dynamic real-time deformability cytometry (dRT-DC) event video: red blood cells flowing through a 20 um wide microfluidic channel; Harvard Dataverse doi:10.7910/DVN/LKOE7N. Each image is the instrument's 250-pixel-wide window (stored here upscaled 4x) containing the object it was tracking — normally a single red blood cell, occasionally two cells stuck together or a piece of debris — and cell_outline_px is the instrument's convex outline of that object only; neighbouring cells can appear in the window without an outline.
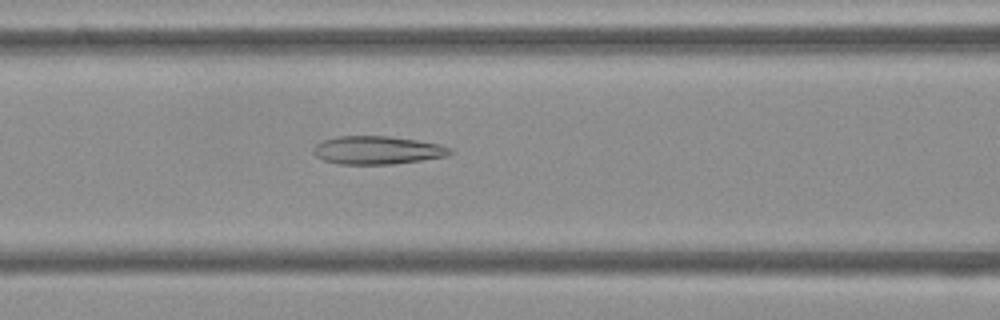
{"species": "Egyptian fruit bat (a non-hibernating species)", "species_latin": "Rousettus aegyptiacus", "temperature_condition": "cold", "stored_images_in_passage": 54, "camera_frame_rate_fps": 3000, "um_per_image_px": 0.085, "frame": {"image": 1, "passage_image": 22, "time_ms": 7.0, "image_size_px": [1000, 320], "cell_outline_px": [[452, 152], [448, 156], [392, 164], [340, 164], [324, 160], [316, 156], [312, 152], [312, 148], [316, 144], [324, 140], [336, 136], [388, 136], [416, 140], [440, 144], [452, 148]], "centroid_in_image_um": [32.06, 12.76], "position_along_channel_um": 134.5, "area_um2": 22.43}}
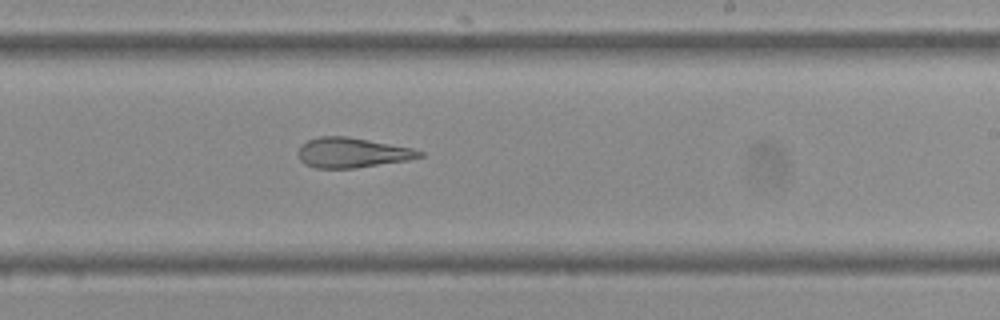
{"frame": {"image": 2, "passage_image": 32, "time_ms": 10.333, "image_size_px": [1000, 320], "cell_outline_px": [[424, 156], [408, 160], [356, 168], [316, 168], [304, 164], [300, 160], [296, 152], [300, 144], [308, 140], [320, 136], [348, 136], [412, 148], [424, 152]], "centroid_in_image_um": [29.9, 12.97], "position_along_channel_um": 259.1, "area_um2": 21.39}}
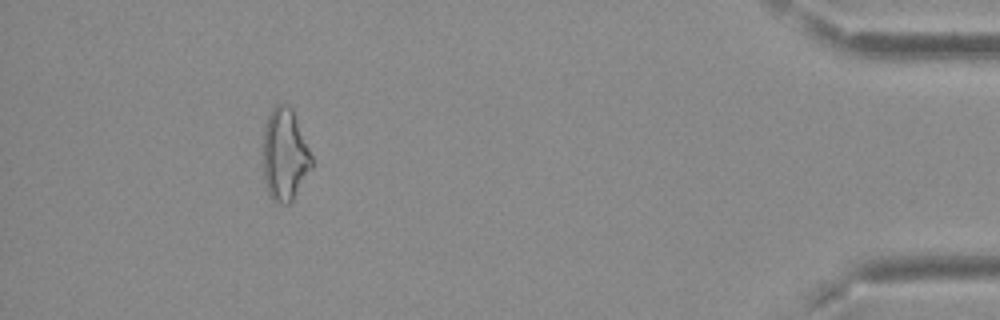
{"frame": {"image": 3, "passage_image": 49, "time_ms": 16.0, "image_size_px": [1000, 320], "cell_outline_px": [[312, 168], [292, 200], [288, 204], [280, 204], [272, 200], [268, 196], [264, 180], [260, 148], [264, 128], [268, 116], [272, 108], [276, 104], [288, 104], [292, 108], [312, 156]], "centroid_in_image_um": [24.15, 13.16], "position_along_channel_um": 411.0, "area_um2": 26.82}, "authors_computed_cell_mechanics": {"area_um2": 25.1719, "velocity_mm_per_s": 3.7419, "shape_relaxation_time_tau1_ms": null, "shape_relaxation_time_tau2_ms": 3.2986, "deformation_change_tau1": null, "deformation_change_tau2": 0.1533}}